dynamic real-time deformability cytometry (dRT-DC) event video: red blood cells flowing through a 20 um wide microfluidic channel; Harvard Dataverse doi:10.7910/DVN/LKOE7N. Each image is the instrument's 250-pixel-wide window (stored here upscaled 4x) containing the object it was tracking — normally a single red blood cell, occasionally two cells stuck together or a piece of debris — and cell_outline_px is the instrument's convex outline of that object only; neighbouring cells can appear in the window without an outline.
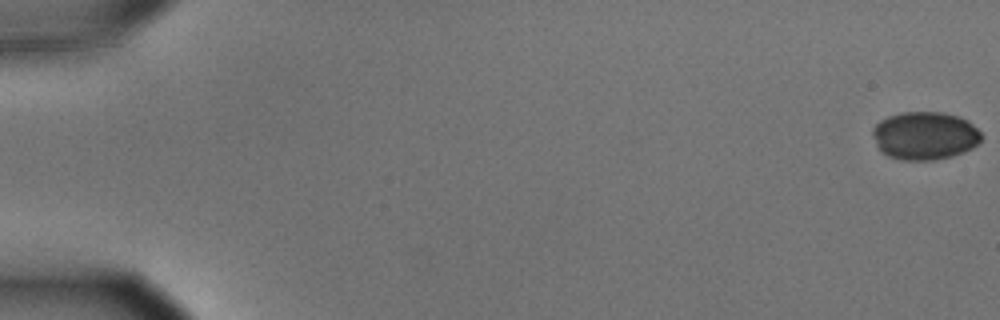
{"species": "common noctule bat (a hibernating species)", "species_latin": "Nyctalus noctula", "temperature_condition": "cold", "stored_images_in_passage": 52, "camera_frame_rate_fps": 3000, "um_per_image_px": 0.085, "animal": {"sex": "male", "body_mass_g": 15.6}, "frame": {"image": 1, "passage_image": 1, "time_ms": 0.0, "image_size_px": [1000, 320], "cell_outline_px": [[980, 140], [972, 148], [952, 156], [932, 160], [904, 160], [888, 156], [876, 144], [872, 136], [872, 128], [880, 120], [888, 116], [900, 112], [940, 112], [956, 116], [968, 120], [980, 132]], "centroid_in_image_um": [78.58, 11.52], "position_along_channel_um": 6.4, "area_um2": 30.23}}
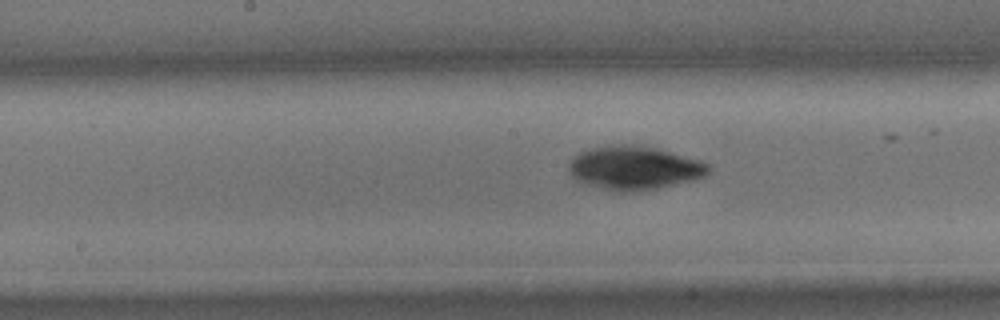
{"frame": {"image": 2, "passage_image": 30, "time_ms": 9.667, "image_size_px": [1000, 320], "cell_outline_px": [[708, 172], [704, 176], [696, 180], [656, 188], [608, 188], [576, 180], [568, 172], [568, 164], [572, 156], [580, 152], [592, 148], [612, 144], [640, 144], [656, 148], [700, 160], [708, 164]], "centroid_in_image_um": [53.91, 14.2], "position_along_channel_um": 194.3, "area_um2": 34.45}}
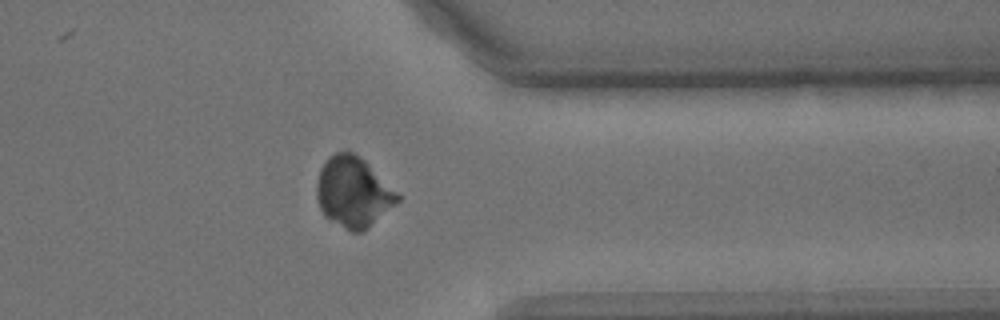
{"frame": {"image": 3, "passage_image": 46, "time_ms": 15.0, "image_size_px": [1000, 320], "cell_outline_px": [[400, 200], [364, 232], [352, 232], [324, 216], [320, 208], [316, 196], [316, 180], [320, 168], [328, 156], [336, 152], [352, 152], [360, 156], [400, 196]], "centroid_in_image_um": [29.99, 16.33], "position_along_channel_um": 381.4, "area_um2": 32.95}}